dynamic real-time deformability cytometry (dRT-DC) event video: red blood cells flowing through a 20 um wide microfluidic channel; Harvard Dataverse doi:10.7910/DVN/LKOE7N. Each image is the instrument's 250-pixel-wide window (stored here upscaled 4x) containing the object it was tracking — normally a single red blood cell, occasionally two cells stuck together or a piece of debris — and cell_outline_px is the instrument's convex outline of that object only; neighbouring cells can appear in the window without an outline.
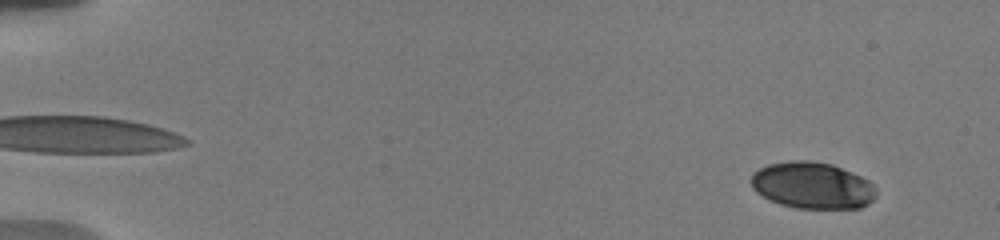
{"species": "human", "species_latin": "Homo sapiens", "temperature_condition": "warm", "stored_images_in_passage": 40, "camera_frame_rate_fps": 3000, "um_per_image_px": 0.085, "donor": {"sex": "male"}, "frame": {"image": 1, "passage_image": 4, "time_ms": 1.0, "image_size_px": [1000, 240], "cell_outline_px": [[876, 196], [868, 204], [860, 208], [796, 208], [780, 204], [756, 192], [752, 188], [748, 180], [752, 172], [768, 164], [792, 160], [812, 160], [832, 164], [852, 172], [868, 180], [876, 188]], "centroid_in_image_um": [69.03, 15.75], "position_along_channel_um": 16.0, "area_um2": 34.22}}
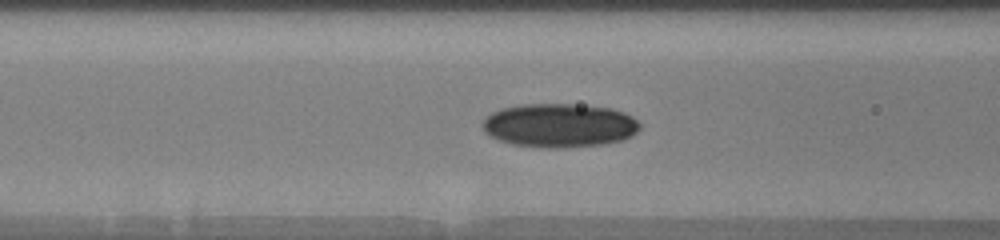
{"frame": {"image": 2, "passage_image": 17, "time_ms": 7.667, "image_size_px": [1000, 240], "cell_outline_px": [[640, 128], [632, 136], [624, 140], [600, 144], [564, 148], [548, 148], [512, 144], [488, 136], [484, 132], [480, 124], [492, 112], [504, 108], [524, 104], [572, 104], [612, 108], [624, 112], [632, 116], [640, 124]], "centroid_in_image_um": [47.55, 10.66], "position_along_channel_um": 119.1, "area_um2": 40.29}}
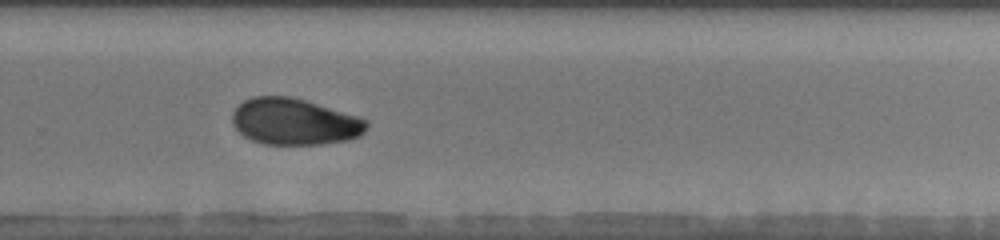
{"frame": {"image": 3, "passage_image": 27, "time_ms": 12.667, "image_size_px": [1000, 240], "cell_outline_px": [[368, 128], [360, 136], [348, 140], [324, 144], [264, 144], [252, 140], [244, 136], [232, 124], [232, 112], [244, 100], [252, 96], [288, 96], [304, 100], [360, 116], [368, 120]], "centroid_in_image_um": [25.06, 10.34], "position_along_channel_um": 304.7, "area_um2": 36.53}, "authors_computed_cell_mechanics": {"area_um2": 36.0961, "velocity_mm_per_s": 3.7238, "shape_relaxation_time_tau1_ms": null, "shape_relaxation_time_tau2_ms": 3.5503, "deformation_change_tau1": null, "deformation_change_tau2": 0.063}}